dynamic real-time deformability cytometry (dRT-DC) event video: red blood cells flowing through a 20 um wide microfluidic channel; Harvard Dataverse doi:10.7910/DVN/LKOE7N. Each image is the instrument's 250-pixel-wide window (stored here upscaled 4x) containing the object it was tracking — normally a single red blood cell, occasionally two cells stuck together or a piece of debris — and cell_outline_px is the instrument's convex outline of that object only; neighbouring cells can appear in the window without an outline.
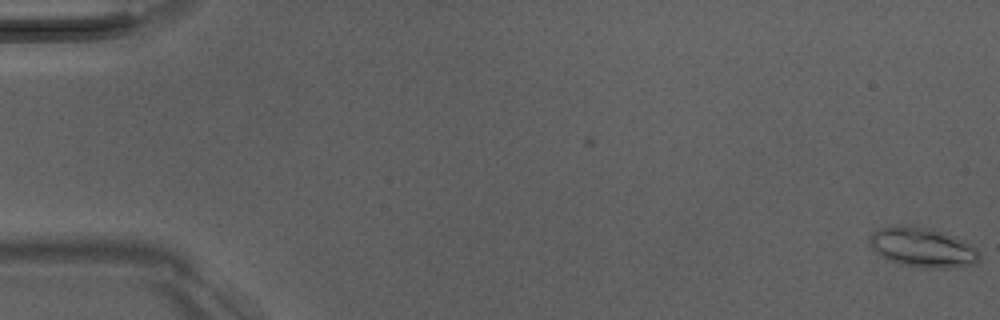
{"species": "Egyptian fruit bat (a non-hibernating species)", "species_latin": "Rousettus aegyptiacus", "temperature_condition": "room temperature", "stored_images_in_passage": 52, "camera_frame_rate_fps": 3000, "um_per_image_px": 0.085, "animal": {"sex": "male"}, "frame": {"image": 1, "passage_image": 1, "time_ms": 0.0, "image_size_px": [1000, 320], "cell_outline_px": [[980, 260], [972, 264], [952, 268], [924, 268], [900, 264], [888, 260], [876, 252], [868, 244], [868, 240], [880, 228], [888, 224], [916, 224], [932, 228], [952, 236], [976, 248], [980, 256]], "centroid_in_image_um": [78.37, 21.0], "position_along_channel_um": 6.6, "area_um2": 25.61}}
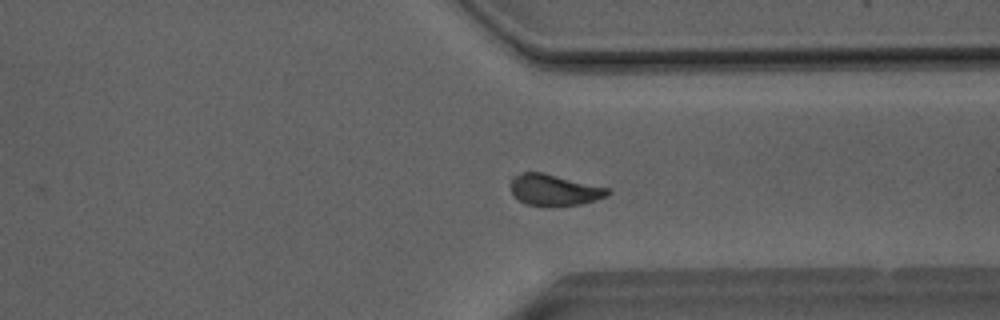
{"frame": {"image": 2, "passage_image": 40, "time_ms": 13.0, "image_size_px": [1000, 320], "cell_outline_px": [[612, 192], [608, 196], [596, 200], [580, 204], [524, 204], [512, 196], [508, 184], [516, 176], [524, 172], [544, 172], [608, 188]], "centroid_in_image_um": [47.09, 16.12], "position_along_channel_um": 364.3, "area_um2": 17.46}}
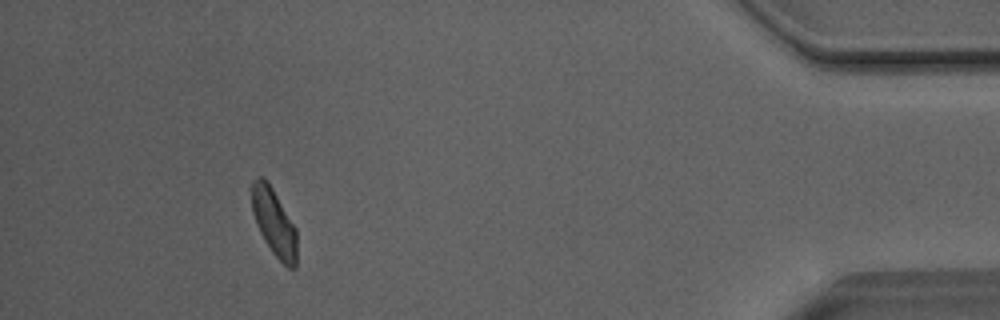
{"frame": {"image": 3, "passage_image": 48, "time_ms": 15.667, "image_size_px": [1000, 320], "cell_outline_px": [[296, 268], [288, 268], [272, 252], [264, 240], [256, 224], [252, 212], [252, 184], [260, 176], [264, 176], [268, 180], [296, 228]], "centroid_in_image_um": [23.29, 18.89], "position_along_channel_um": 411.9, "area_um2": 17.57}, "authors_computed_cell_mechanics": {"area_um2": 18.1203, "velocity_mm_per_s": 4.0231, "shape_relaxation_time_tau1_ms": 3.9534, "shape_relaxation_time_tau2_ms": 2.6069, "deformation_change_tau1": 0.1195, "deformation_change_tau2": 0.0552}}